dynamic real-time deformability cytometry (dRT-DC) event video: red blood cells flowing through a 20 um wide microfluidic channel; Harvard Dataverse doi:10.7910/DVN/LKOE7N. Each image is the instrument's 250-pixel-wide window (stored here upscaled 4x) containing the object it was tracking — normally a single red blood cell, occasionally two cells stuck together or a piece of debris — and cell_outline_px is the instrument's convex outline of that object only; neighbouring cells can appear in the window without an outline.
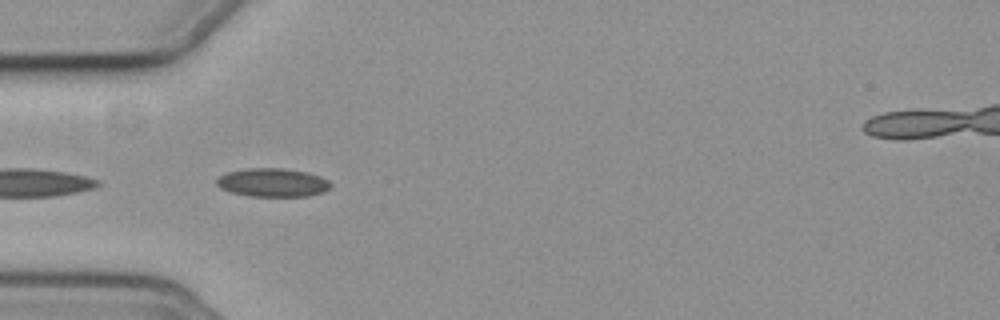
{"species": "common noctule bat (a hibernating species)", "species_latin": "Nyctalus noctula", "temperature_condition": "cold", "stored_images_in_passage": 8, "camera_frame_rate_fps": 3000, "um_per_image_px": 0.085, "animal": {"sex": "female", "body_mass_g": 19.3, "forearm_length_mm": 54.1}, "frame": {"image": 1, "passage_image": 2, "time_ms": 0.333, "image_size_px": [1000, 320], "cell_outline_px": [[332, 184], [324, 192], [308, 196], [248, 196], [232, 192], [220, 188], [216, 184], [216, 180], [220, 176], [228, 172], [244, 168], [284, 168], [308, 172], [320, 176], [328, 180]], "centroid_in_image_um": [23.18, 15.51], "position_along_channel_um": 61.8, "area_um2": 19.02}}